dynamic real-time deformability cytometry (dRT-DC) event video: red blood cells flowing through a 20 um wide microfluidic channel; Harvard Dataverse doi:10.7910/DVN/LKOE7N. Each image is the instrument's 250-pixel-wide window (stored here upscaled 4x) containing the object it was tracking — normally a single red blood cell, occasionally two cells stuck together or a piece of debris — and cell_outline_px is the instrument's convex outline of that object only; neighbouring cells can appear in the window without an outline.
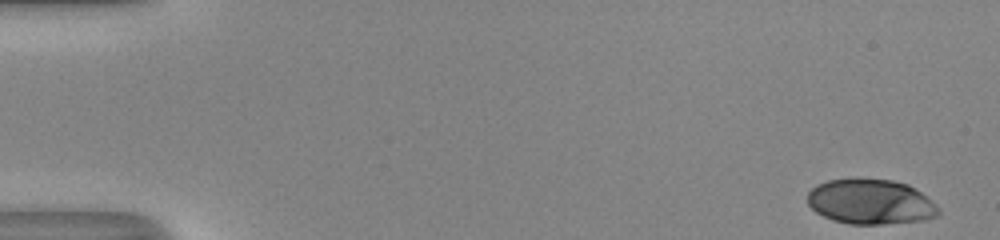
{"species": "human", "species_latin": "Homo sapiens", "temperature_condition": "room temperature", "stored_images_in_passage": 12, "camera_frame_rate_fps": 3000, "um_per_image_px": 0.085, "donor": {"sex": "male"}, "frame": {"image": 1, "passage_image": 1, "time_ms": 0.0, "image_size_px": [1000, 240], "cell_outline_px": [[940, 212], [936, 216], [924, 220], [884, 224], [848, 224], [832, 220], [816, 212], [808, 204], [808, 192], [816, 184], [828, 180], [892, 180], [908, 184], [932, 200], [940, 208]], "centroid_in_image_um": [74.01, 17.17], "position_along_channel_um": 11.0, "area_um2": 34.16}}